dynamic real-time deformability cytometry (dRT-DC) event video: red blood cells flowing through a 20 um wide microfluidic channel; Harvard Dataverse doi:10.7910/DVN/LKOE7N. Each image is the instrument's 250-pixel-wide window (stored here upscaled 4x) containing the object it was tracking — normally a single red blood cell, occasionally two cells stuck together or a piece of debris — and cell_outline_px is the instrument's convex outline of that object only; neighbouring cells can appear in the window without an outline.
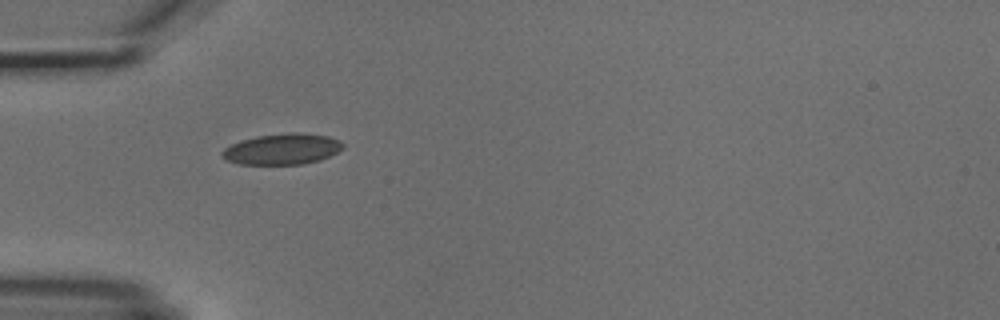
{"species": "common noctule bat (a hibernating species)", "species_latin": "Nyctalus noctula", "temperature_condition": "cold", "stored_images_in_passage": 2, "camera_frame_rate_fps": 3000, "um_per_image_px": 0.085, "animal": {"sex": "male", "body_mass_g": 18.8}, "frame": {"image": 1, "passage_image": 1, "time_ms": 0.0, "image_size_px": [1000, 320], "cell_outline_px": [[344, 148], [320, 160], [304, 164], [240, 164], [224, 160], [220, 152], [224, 148], [240, 140], [256, 136], [288, 132], [300, 132], [328, 136], [340, 140], [344, 144]], "centroid_in_image_um": [23.97, 12.66], "position_along_channel_um": 61.0, "area_um2": 21.96}}
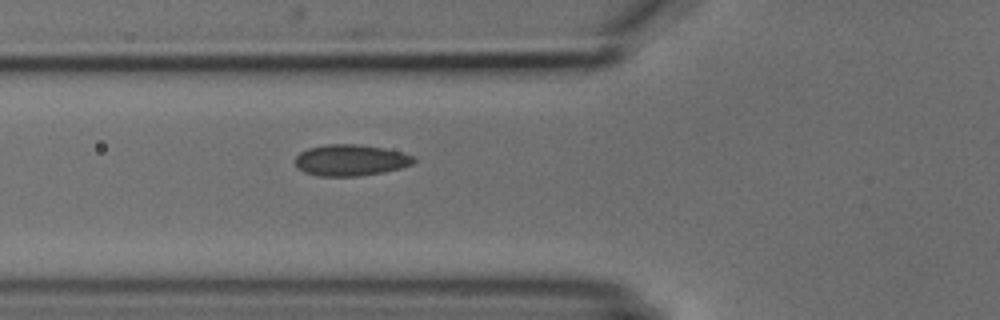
{"frame": {"image": 2, "passage_image": 2, "time_ms": 1.0, "image_size_px": [1000, 320], "cell_outline_px": [[416, 160], [412, 164], [400, 168], [384, 172], [360, 176], [316, 176], [304, 172], [296, 168], [296, 156], [300, 152], [308, 148], [328, 144], [360, 144], [384, 148], [400, 152], [412, 156]], "centroid_in_image_um": [29.77, 13.62], "position_along_channel_um": 96.0, "area_um2": 21.68}}